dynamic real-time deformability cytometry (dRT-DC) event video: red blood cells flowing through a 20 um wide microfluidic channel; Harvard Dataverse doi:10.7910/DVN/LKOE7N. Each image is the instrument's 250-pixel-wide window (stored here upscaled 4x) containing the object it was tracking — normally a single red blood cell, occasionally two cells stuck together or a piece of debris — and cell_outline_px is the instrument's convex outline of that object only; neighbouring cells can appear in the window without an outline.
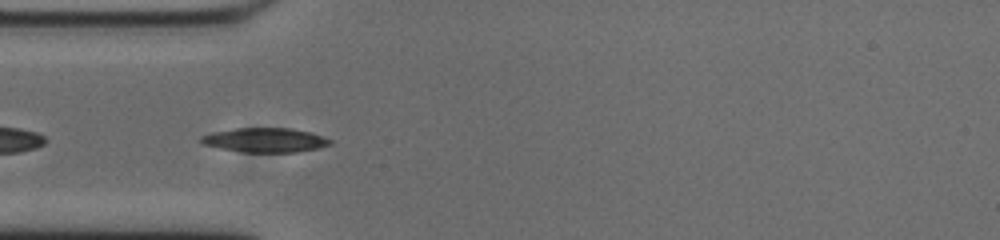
{"species": "common noctule bat (a hibernating species)", "species_latin": "Nyctalus noctula", "temperature_condition": "cold", "stored_images_in_passage": 41, "camera_frame_rate_fps": 3000, "um_per_image_px": 0.085, "animal": {"sex": "male", "body_mass_g": 20.0, "forearm_length_mm": 53.3}, "frame": {"image": 1, "passage_image": 3, "time_ms": 0.667, "image_size_px": [1000, 240], "cell_outline_px": [[332, 144], [316, 148], [296, 152], [244, 152], [220, 148], [204, 144], [200, 140], [200, 136], [212, 132], [236, 128], [292, 128], [312, 132], [324, 136], [332, 140]], "centroid_in_image_um": [22.56, 11.89], "position_along_channel_um": 62.4, "area_um2": 18.32}}
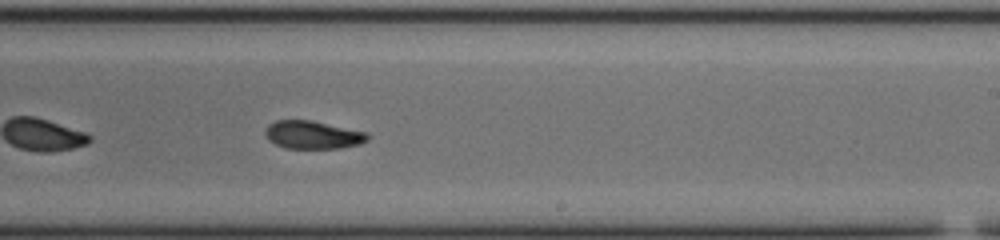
{"frame": {"image": 2, "passage_image": 19, "time_ms": 6.0, "image_size_px": [1000, 240], "cell_outline_px": [[368, 140], [360, 144], [340, 148], [284, 148], [268, 140], [264, 132], [268, 124], [276, 120], [312, 120], [368, 132]], "centroid_in_image_um": [26.58, 11.45], "position_along_channel_um": 262.4, "area_um2": 16.82}}
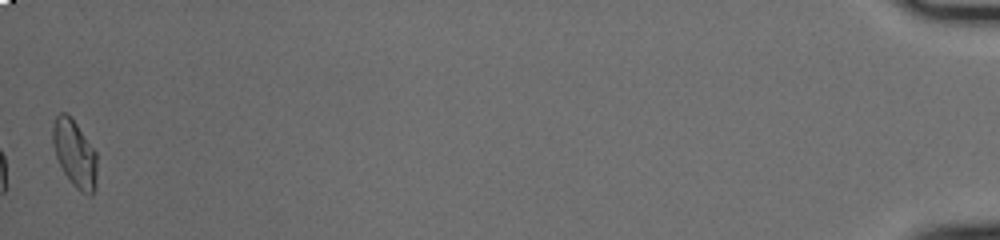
{"frame": {"image": 3, "passage_image": 41, "time_ms": 13.333, "image_size_px": [1000, 240], "cell_outline_px": [[96, 188], [92, 196], [88, 196], [80, 192], [72, 184], [64, 172], [56, 156], [52, 144], [52, 124], [56, 116], [60, 112], [68, 112], [72, 116], [96, 152]], "centroid_in_image_um": [6.34, 13.04], "position_along_channel_um": 428.9, "area_um2": 17.63}, "authors_computed_cell_mechanics": {"area_um2": 17.1666, "velocity_mm_per_s": 3.7377, "shape_relaxation_time_tau1_ms": 3.9915, "shape_relaxation_time_tau2_ms": 7.1583, "deformation_change_tau1": 0.1336, "deformation_change_tau2": 0.1194}}